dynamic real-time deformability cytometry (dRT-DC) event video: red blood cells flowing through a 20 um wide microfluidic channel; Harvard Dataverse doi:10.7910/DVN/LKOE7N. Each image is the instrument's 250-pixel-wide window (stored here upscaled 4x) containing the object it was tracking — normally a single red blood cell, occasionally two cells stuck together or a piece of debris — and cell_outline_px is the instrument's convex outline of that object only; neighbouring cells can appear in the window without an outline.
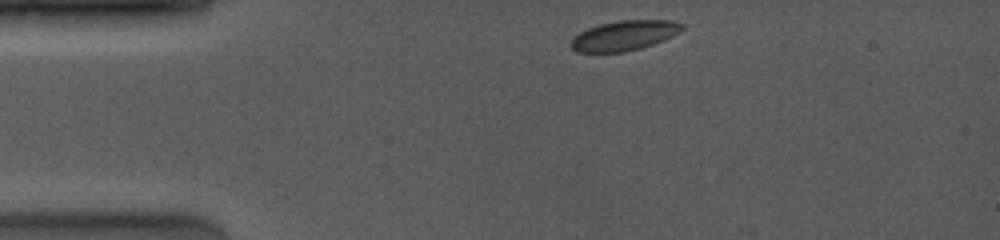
{"species": "common noctule bat (a hibernating species)", "species_latin": "Nyctalus noctula", "temperature_condition": "room temperature", "stored_images_in_passage": 3, "camera_frame_rate_fps": 4000, "um_per_image_px": 0.085, "animal": {"sex": "female", "body_mass_g": 19.0, "forearm_length_mm": 53.3}, "frame": {"image": 1, "passage_image": 1, "time_ms": 0.0, "image_size_px": [1000, 240], "cell_outline_px": [[684, 28], [680, 32], [664, 40], [640, 48], [624, 52], [576, 52], [568, 44], [580, 32], [588, 28], [600, 24], [620, 20], [672, 20], [684, 24]], "centroid_in_image_um": [53.08, 3.02], "position_along_channel_um": 31.9, "area_um2": 19.36}}